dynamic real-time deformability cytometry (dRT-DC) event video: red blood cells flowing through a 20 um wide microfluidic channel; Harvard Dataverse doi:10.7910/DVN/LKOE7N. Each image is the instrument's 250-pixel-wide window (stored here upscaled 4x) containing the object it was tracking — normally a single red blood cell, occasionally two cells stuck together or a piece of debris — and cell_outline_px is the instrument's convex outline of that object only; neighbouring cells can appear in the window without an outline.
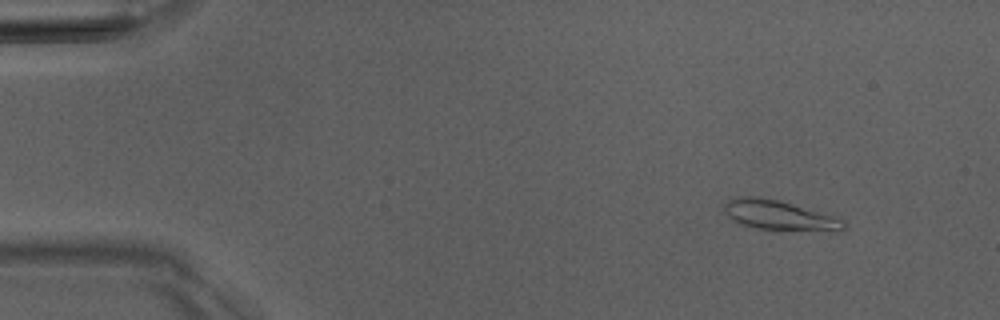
{"species": "Egyptian fruit bat (a non-hibernating species)", "species_latin": "Rousettus aegyptiacus", "temperature_condition": "room temperature", "stored_images_in_passage": 9, "camera_frame_rate_fps": 3000, "um_per_image_px": 0.085, "animal": {"sex": "male"}, "frame": {"image": 1, "passage_image": 1, "time_ms": 0.0, "image_size_px": [1000, 320], "cell_outline_px": [[848, 228], [840, 232], [780, 232], [756, 228], [740, 224], [732, 220], [724, 212], [724, 204], [728, 200], [736, 196], [756, 196], [780, 200], [840, 216], [848, 224]], "centroid_in_image_um": [66.4, 18.35], "position_along_channel_um": 18.6, "area_um2": 22.37}}
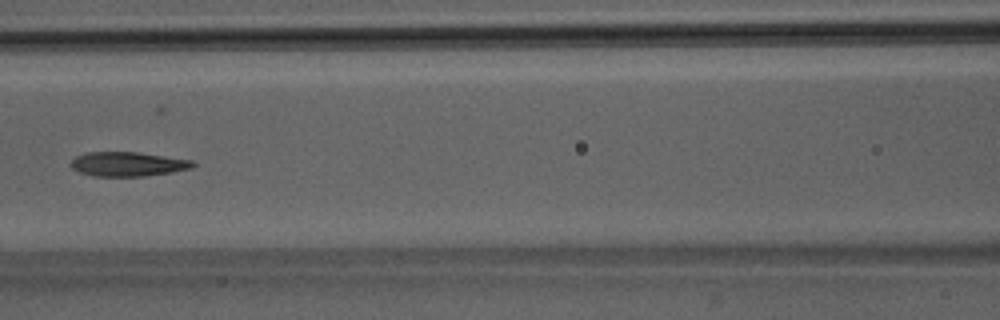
{"frame": {"image": 2, "passage_image": 6, "time_ms": 6.0, "image_size_px": [1000, 320], "cell_outline_px": [[196, 164], [192, 168], [172, 172], [144, 176], [92, 176], [80, 172], [72, 168], [68, 164], [76, 156], [84, 152], [136, 152], [192, 160]], "centroid_in_image_um": [10.83, 13.94], "position_along_channel_um": 155.8, "area_um2": 17.34}}